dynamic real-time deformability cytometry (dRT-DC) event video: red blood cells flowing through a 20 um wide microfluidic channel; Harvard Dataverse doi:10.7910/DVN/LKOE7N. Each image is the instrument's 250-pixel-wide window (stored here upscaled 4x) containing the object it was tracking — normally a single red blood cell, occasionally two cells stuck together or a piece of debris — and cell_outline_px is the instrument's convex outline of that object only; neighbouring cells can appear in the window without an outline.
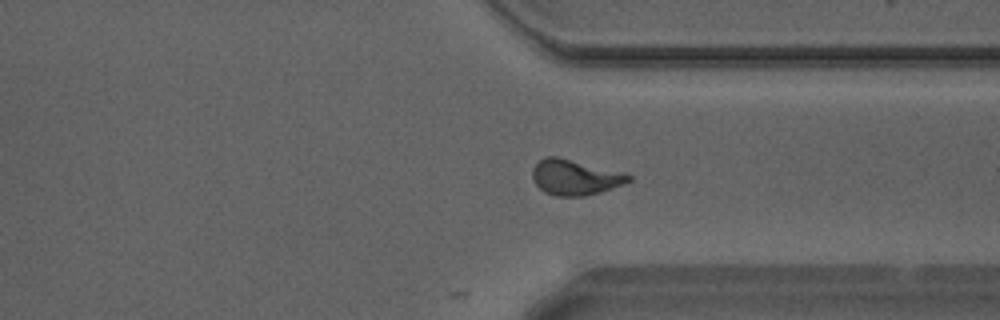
{"species": "Egyptian fruit bat (a non-hibernating species)", "species_latin": "Rousettus aegyptiacus", "temperature_condition": "warm", "stored_images_in_passage": 29, "camera_frame_rate_fps": 3000, "um_per_image_px": 0.085, "animal": {"sex": "male"}, "frame": {"image": 1, "passage_image": 29, "time_ms": 9.333, "image_size_px": [1000, 320], "cell_outline_px": [[632, 180], [624, 184], [600, 192], [584, 196], [556, 196], [544, 192], [536, 184], [532, 176], [532, 168], [544, 156], [556, 156], [624, 172], [632, 176]], "centroid_in_image_um": [48.88, 15.07], "position_along_channel_um": 362.5, "area_um2": 19.88}, "authors_computed_cell_mechanics": {"area_um2": 19.652, "velocity_mm_per_s": 4.2286, "shape_relaxation_time_tau1_ms": 10.4829, "shape_relaxation_time_tau2_ms": 1.2394, "deformation_change_tau1": 0.2981, "deformation_change_tau2": 0.0887}}